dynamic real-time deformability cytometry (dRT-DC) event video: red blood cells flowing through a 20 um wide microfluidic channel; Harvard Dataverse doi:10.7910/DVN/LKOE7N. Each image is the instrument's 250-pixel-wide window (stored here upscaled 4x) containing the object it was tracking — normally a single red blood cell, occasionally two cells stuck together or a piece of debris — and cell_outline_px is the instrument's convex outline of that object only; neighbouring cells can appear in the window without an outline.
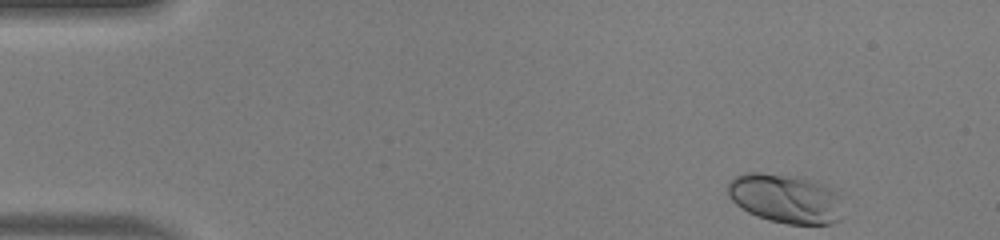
{"species": "human", "species_latin": "Homo sapiens", "temperature_condition": "warm", "stored_images_in_passage": 45, "camera_frame_rate_fps": 3000, "um_per_image_px": 0.085, "donor": {"sex": "male"}, "frame": {"image": 1, "passage_image": 1, "time_ms": 0.0, "image_size_px": [1000, 240], "cell_outline_px": [[840, 220], [832, 224], [788, 224], [768, 220], [756, 216], [740, 208], [728, 196], [728, 180], [744, 172], [760, 172], [796, 176], [816, 180], [836, 192], [840, 196]], "centroid_in_image_um": [66.73, 16.86], "position_along_channel_um": 18.3, "area_um2": 33.35}}
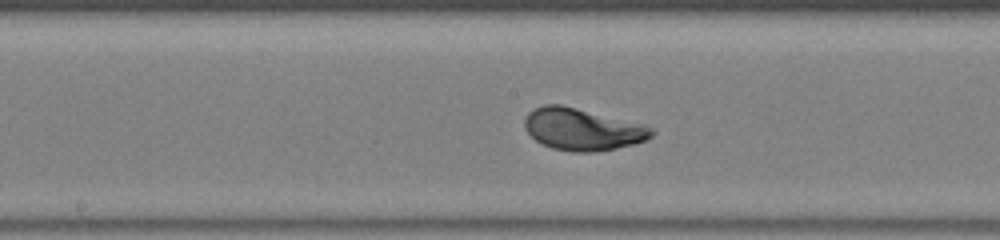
{"frame": {"image": 2, "passage_image": 22, "time_ms": 7.0, "image_size_px": [1000, 240], "cell_outline_px": [[656, 132], [652, 136], [636, 144], [596, 152], [572, 152], [552, 148], [536, 140], [524, 128], [524, 120], [528, 112], [544, 104], [560, 104], [648, 124]], "centroid_in_image_um": [49.55, 10.98], "position_along_channel_um": 198.6, "area_um2": 31.39}}
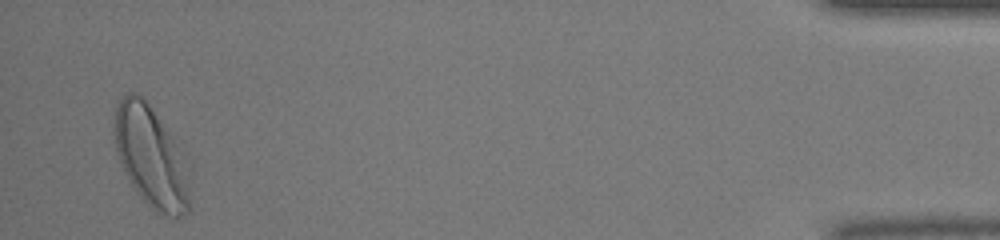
{"frame": {"image": 3, "passage_image": 44, "time_ms": 14.333, "image_size_px": [1000, 240], "cell_outline_px": [[192, 200], [188, 212], [180, 216], [168, 216], [156, 212], [136, 192], [120, 160], [116, 148], [112, 132], [112, 128], [116, 108], [120, 100], [128, 92], [136, 92], [144, 96], [172, 136], [184, 156]], "centroid_in_image_um": [12.84, 13.32], "position_along_channel_um": 422.4, "area_um2": 44.51}, "authors_computed_cell_mechanics": {"area_um2": 30.8074, "velocity_mm_per_s": 4.1534, "shape_relaxation_time_tau1_ms": 2.4369, "shape_relaxation_time_tau2_ms": null, "deformation_change_tau1": 0.1588, "deformation_change_tau2": null}}